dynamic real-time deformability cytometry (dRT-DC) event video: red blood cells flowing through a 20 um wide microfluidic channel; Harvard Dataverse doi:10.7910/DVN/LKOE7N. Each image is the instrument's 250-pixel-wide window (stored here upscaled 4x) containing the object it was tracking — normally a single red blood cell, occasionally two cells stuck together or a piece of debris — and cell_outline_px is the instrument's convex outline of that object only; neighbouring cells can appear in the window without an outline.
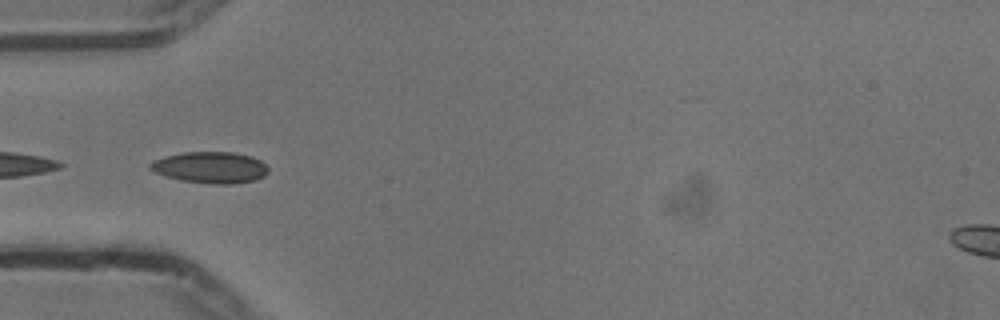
{"species": "common noctule bat (a hibernating species)", "species_latin": "Nyctalus noctula", "temperature_condition": "cold", "stored_images_in_passage": 38, "camera_frame_rate_fps": 3000, "um_per_image_px": 0.085, "animal": {"sex": "male", "body_mass_g": 13.3}, "frame": {"image": 1, "passage_image": 18, "time_ms": 5.667, "image_size_px": [1000, 320], "cell_outline_px": [[268, 172], [264, 176], [256, 180], [236, 184], [212, 184], [180, 180], [156, 172], [148, 168], [148, 164], [164, 156], [184, 152], [232, 152], [252, 156], [260, 160], [268, 168]], "centroid_in_image_um": [17.91, 14.23], "position_along_channel_um": 67.1, "area_um2": 21.62}}
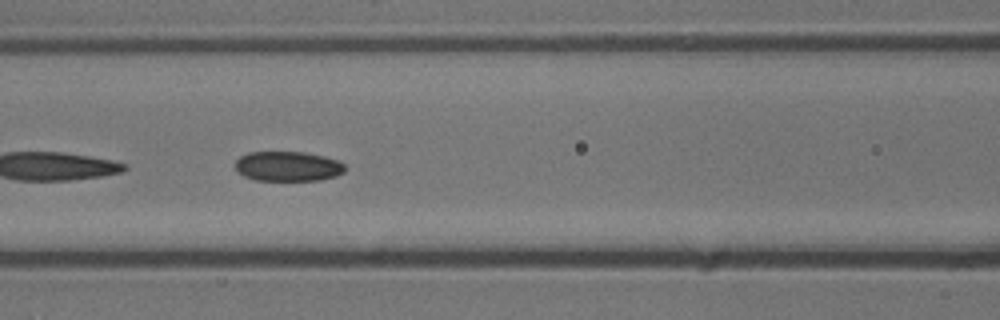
{"frame": {"image": 2, "passage_image": 24, "time_ms": 7.667, "image_size_px": [1000, 320], "cell_outline_px": [[344, 172], [336, 176], [320, 180], [256, 180], [244, 176], [236, 168], [236, 160], [240, 156], [248, 152], [304, 152], [324, 156], [336, 160], [344, 164]], "centroid_in_image_um": [24.47, 14.13], "position_along_channel_um": 142.1, "area_um2": 18.96}}
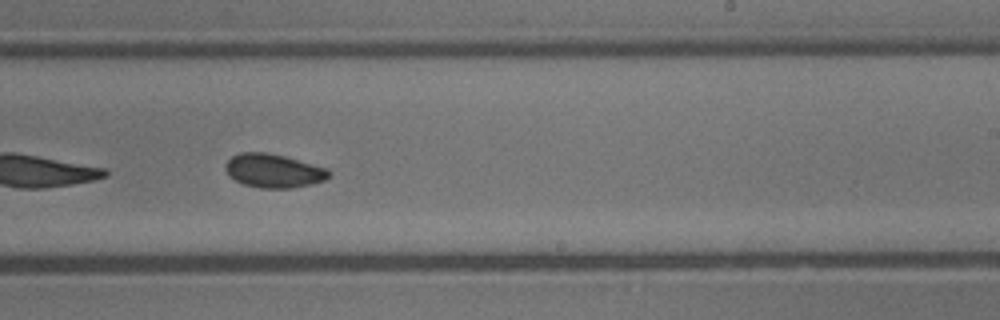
{"frame": {"image": 3, "passage_image": 34, "time_ms": 11.0, "image_size_px": [1000, 320], "cell_outline_px": [[328, 176], [324, 180], [312, 184], [292, 188], [260, 188], [244, 184], [228, 176], [224, 168], [224, 164], [232, 156], [240, 152], [264, 152], [284, 156], [328, 168]], "centroid_in_image_um": [23.21, 14.51], "position_along_channel_um": 265.8, "area_um2": 20.29}}